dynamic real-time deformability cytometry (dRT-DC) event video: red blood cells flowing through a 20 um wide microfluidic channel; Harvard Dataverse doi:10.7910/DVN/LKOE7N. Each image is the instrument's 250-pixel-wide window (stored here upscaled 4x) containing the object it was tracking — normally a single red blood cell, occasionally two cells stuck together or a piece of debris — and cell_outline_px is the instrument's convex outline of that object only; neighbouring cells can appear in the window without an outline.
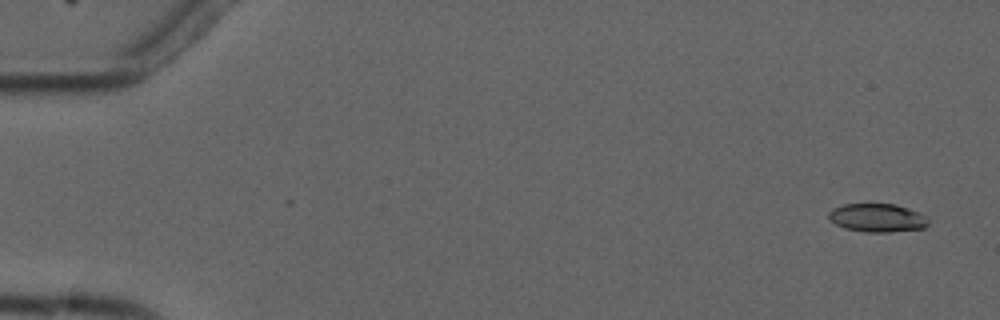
{"species": "common noctule bat (a hibernating species)", "species_latin": "Nyctalus noctula", "temperature_condition": "cold", "stored_images_in_passage": 5, "camera_frame_rate_fps": 3000, "um_per_image_px": 0.085, "animal": {"sex": "male", "forearm_length_mm": 52.5}, "frame": {"image": 1, "passage_image": 1, "time_ms": 0.0, "image_size_px": [1000, 320], "cell_outline_px": [[928, 224], [924, 228], [888, 232], [864, 232], [844, 228], [836, 224], [828, 216], [828, 212], [832, 208], [844, 204], [896, 204], [920, 212], [928, 220]], "centroid_in_image_um": [74.56, 18.51], "position_along_channel_um": 10.4, "area_um2": 16.47}}
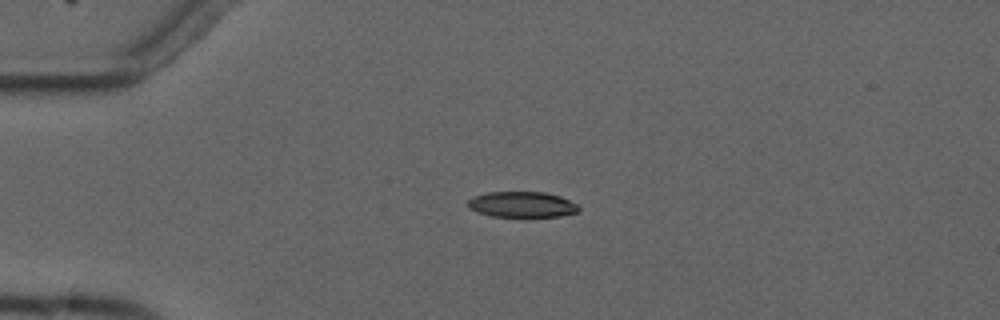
{"frame": {"image": 2, "passage_image": 4, "time_ms": 3.667, "image_size_px": [1000, 320], "cell_outline_px": [[580, 212], [560, 216], [492, 216], [476, 212], [468, 208], [468, 200], [472, 196], [488, 192], [544, 192], [560, 196], [576, 204], [580, 208]], "centroid_in_image_um": [44.35, 17.38], "position_along_channel_um": 40.6, "area_um2": 16.59}}